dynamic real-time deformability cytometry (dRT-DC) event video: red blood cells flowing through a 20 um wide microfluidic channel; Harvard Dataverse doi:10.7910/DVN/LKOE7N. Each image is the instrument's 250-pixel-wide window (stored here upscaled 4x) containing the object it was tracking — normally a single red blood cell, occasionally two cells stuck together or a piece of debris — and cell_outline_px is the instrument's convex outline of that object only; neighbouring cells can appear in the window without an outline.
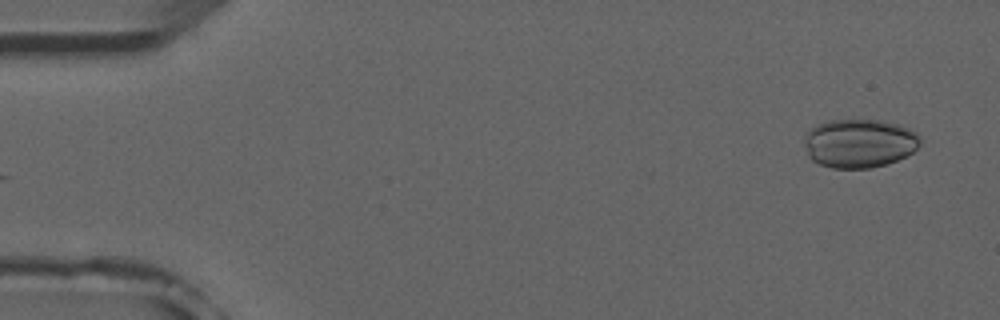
{"species": "common noctule bat (a hibernating species)", "species_latin": "Nyctalus noctula", "temperature_condition": "room temperature", "stored_images_in_passage": 5, "camera_frame_rate_fps": 3000, "um_per_image_px": 0.085, "animal": {"sex": "male", "forearm_length_mm": 52.5}, "frame": {"image": 1, "passage_image": 1, "time_ms": 0.0, "image_size_px": [1000, 320], "cell_outline_px": [[920, 144], [912, 152], [888, 164], [868, 168], [832, 168], [820, 164], [812, 160], [808, 156], [804, 144], [804, 140], [808, 132], [812, 128], [828, 120], [880, 120], [896, 124], [908, 128], [916, 132], [920, 136]], "centroid_in_image_um": [73.04, 12.18], "position_along_channel_um": 12.0, "area_um2": 32.77}}
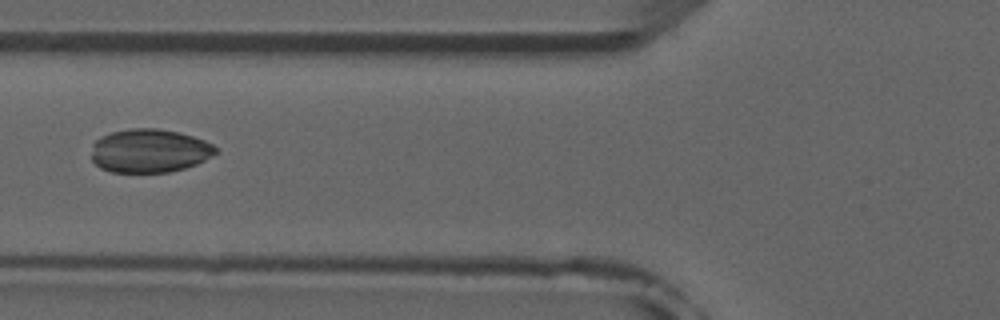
{"frame": {"image": 2, "passage_image": 5, "time_ms": 5.667, "image_size_px": [1000, 320], "cell_outline_px": [[216, 152], [212, 156], [196, 164], [184, 168], [168, 172], [112, 172], [100, 168], [92, 160], [92, 144], [100, 136], [112, 132], [128, 128], [156, 128], [180, 132], [204, 140], [212, 144], [216, 148]], "centroid_in_image_um": [12.68, 12.81], "position_along_channel_um": 113.1, "area_um2": 31.62}}